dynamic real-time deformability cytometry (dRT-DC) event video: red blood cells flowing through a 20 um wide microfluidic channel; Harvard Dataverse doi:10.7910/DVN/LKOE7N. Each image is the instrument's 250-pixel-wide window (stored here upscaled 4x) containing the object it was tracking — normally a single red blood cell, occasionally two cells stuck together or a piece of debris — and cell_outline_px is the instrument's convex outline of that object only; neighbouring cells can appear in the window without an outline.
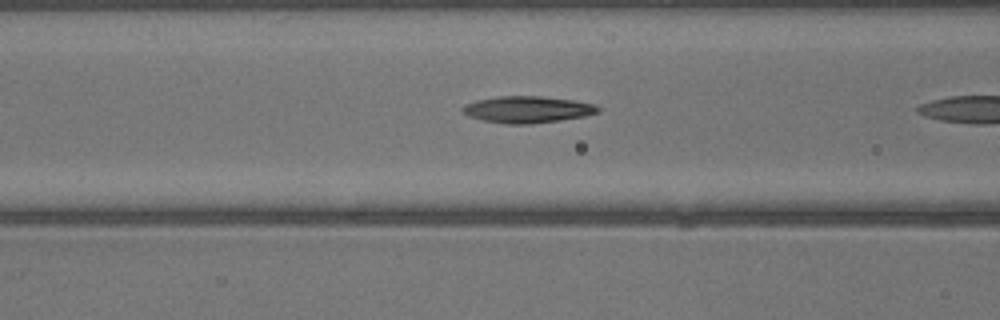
{"species": "common noctule bat (a hibernating species)", "species_latin": "Nyctalus noctula", "temperature_condition": "warm", "stored_images_in_passage": 6, "camera_frame_rate_fps": 3000, "um_per_image_px": 0.085, "animal": {"sex": "male", "body_mass_g": 13.3}, "frame": {"image": 1, "passage_image": 5, "time_ms": 1.333, "image_size_px": [1000, 320], "cell_outline_px": [[600, 112], [584, 116], [560, 120], [528, 124], [508, 124], [484, 120], [468, 116], [460, 108], [464, 104], [476, 100], [496, 96], [540, 96], [572, 100], [596, 104], [600, 108]], "centroid_in_image_um": [44.82, 9.3], "position_along_channel_um": 121.8, "area_um2": 21.04}}